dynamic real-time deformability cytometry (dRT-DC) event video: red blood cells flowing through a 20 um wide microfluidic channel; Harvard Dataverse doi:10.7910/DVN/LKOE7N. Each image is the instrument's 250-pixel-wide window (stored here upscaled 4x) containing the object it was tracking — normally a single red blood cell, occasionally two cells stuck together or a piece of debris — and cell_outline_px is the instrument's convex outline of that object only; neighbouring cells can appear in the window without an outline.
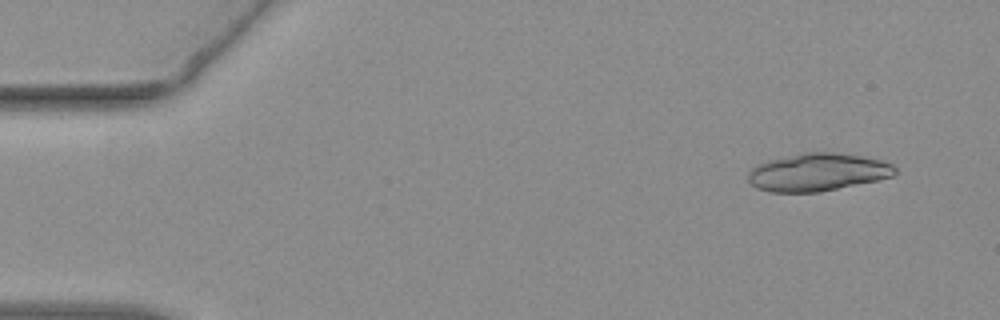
{"species": "common noctule bat (a hibernating species)", "species_latin": "Nyctalus noctula", "temperature_condition": "warm", "stored_images_in_passage": 12, "camera_frame_rate_fps": 3000, "um_per_image_px": 0.085, "animal": {"sex": "female", "body_mass_g": 19.3, "forearm_length_mm": 54.1}, "frame": {"image": 1, "passage_image": 4, "time_ms": 1.0, "image_size_px": [1000, 320], "cell_outline_px": [[896, 172], [892, 176], [876, 180], [820, 192], [768, 192], [756, 188], [748, 180], [748, 172], [756, 164], [768, 160], [804, 152], [832, 152], [860, 156], [884, 160], [892, 164], [896, 168]], "centroid_in_image_um": [69.47, 14.63], "position_along_channel_um": 15.5, "area_um2": 32.31}}